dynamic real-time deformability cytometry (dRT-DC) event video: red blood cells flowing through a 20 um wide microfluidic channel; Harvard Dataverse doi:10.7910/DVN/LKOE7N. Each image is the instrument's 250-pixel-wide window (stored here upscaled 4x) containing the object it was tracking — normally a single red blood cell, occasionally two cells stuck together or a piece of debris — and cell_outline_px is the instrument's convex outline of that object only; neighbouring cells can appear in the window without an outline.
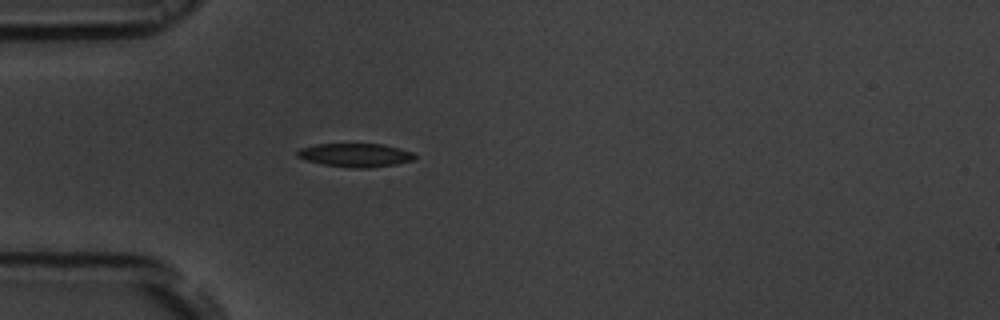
{"species": "common noctule bat (a hibernating species)", "species_latin": "Nyctalus noctula", "temperature_condition": "room temperature", "stored_images_in_passage": 39, "camera_frame_rate_fps": 3000, "um_per_image_px": 0.085, "animal": {"sex": "male", "body_mass_g": 19.5, "forearm_length_mm": 54.6}, "frame": {"image": 1, "passage_image": 1, "time_ms": 0.0, "image_size_px": [1000, 320], "cell_outline_px": [[416, 156], [412, 160], [396, 164], [368, 168], [356, 168], [324, 164], [308, 160], [296, 156], [296, 152], [300, 148], [316, 144], [384, 144], [400, 148], [412, 152]], "centroid_in_image_um": [30.22, 13.17], "position_along_channel_um": 54.8, "area_um2": 15.95}}
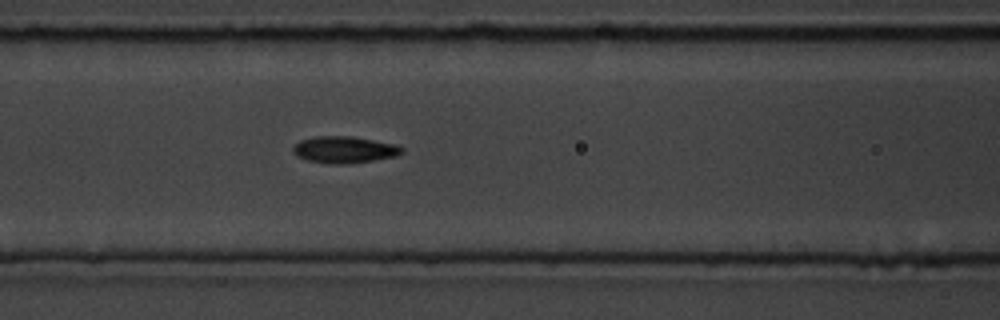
{"frame": {"image": 2, "passage_image": 8, "time_ms": 2.333, "image_size_px": [1000, 320], "cell_outline_px": [[404, 152], [396, 156], [372, 160], [344, 164], [328, 164], [308, 160], [296, 156], [292, 152], [292, 148], [300, 140], [316, 136], [352, 136], [396, 144], [404, 148]], "centroid_in_image_um": [29.26, 12.72], "position_along_channel_um": 137.3, "area_um2": 16.99}}
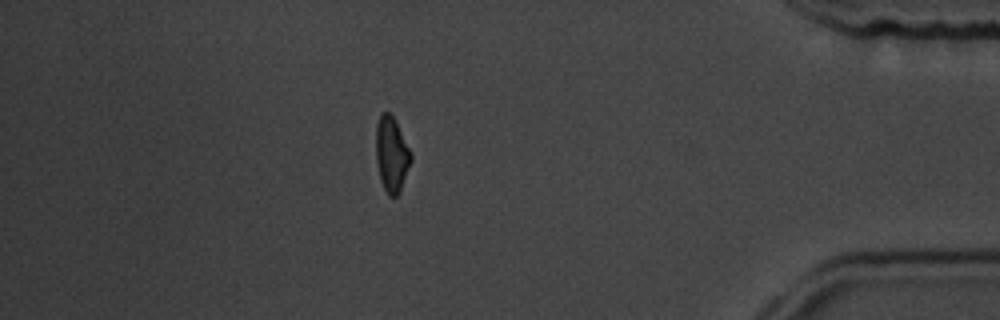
{"frame": {"image": 3, "passage_image": 32, "time_ms": 10.333, "image_size_px": [1000, 320], "cell_outline_px": [[412, 160], [400, 192], [396, 196], [388, 196], [380, 180], [376, 160], [376, 124], [380, 112], [388, 112], [396, 120], [412, 152]], "centroid_in_image_um": [33.29, 13.1], "position_along_channel_um": 401.9, "area_um2": 15.66}, "authors_computed_cell_mechanics": {"area_um2": 16.0684, "velocity_mm_per_s": 3.8356, "shape_relaxation_time_tau1_ms": 4.6491, "shape_relaxation_time_tau2_ms": 3.0749, "deformation_change_tau1": 0.1544, "deformation_change_tau2": 0.0807}}